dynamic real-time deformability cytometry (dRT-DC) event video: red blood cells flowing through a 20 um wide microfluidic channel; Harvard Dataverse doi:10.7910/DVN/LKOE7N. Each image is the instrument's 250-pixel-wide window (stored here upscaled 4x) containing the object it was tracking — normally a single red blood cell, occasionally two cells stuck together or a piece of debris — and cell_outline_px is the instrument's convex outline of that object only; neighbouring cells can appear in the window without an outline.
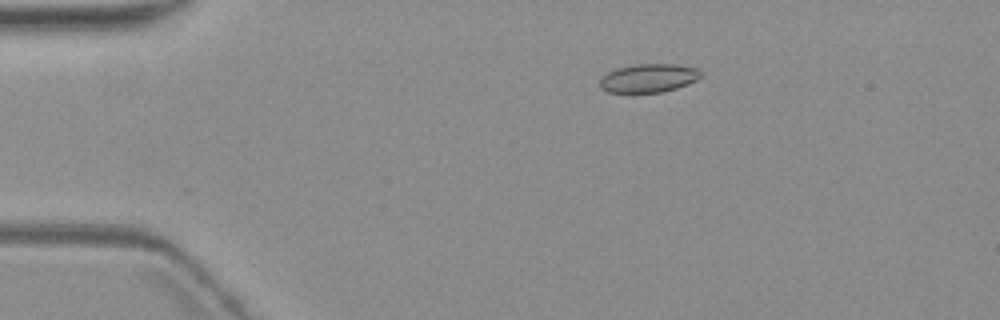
{"species": "common noctule bat (a hibernating species)", "species_latin": "Nyctalus noctula", "temperature_condition": "warm", "stored_images_in_passage": 6, "camera_frame_rate_fps": 3000, "um_per_image_px": 0.085, "animal": {"sex": "female", "body_mass_g": 19.3, "forearm_length_mm": 54.1}, "frame": {"image": 1, "passage_image": 4, "time_ms": 3.667, "image_size_px": [1000, 320], "cell_outline_px": [[704, 76], [688, 84], [676, 88], [660, 92], [632, 96], [608, 92], [600, 88], [600, 80], [608, 72], [616, 68], [632, 64], [676, 64], [700, 68]], "centroid_in_image_um": [55.12, 6.68], "position_along_channel_um": 29.9, "area_um2": 17.69}}
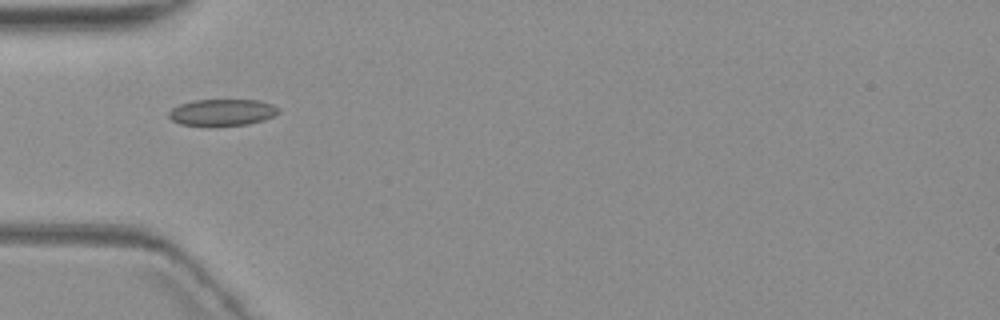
{"frame": {"image": 2, "passage_image": 6, "time_ms": 6.333, "image_size_px": [1000, 320], "cell_outline_px": [[280, 112], [276, 116], [264, 120], [248, 124], [180, 124], [172, 120], [168, 116], [168, 112], [172, 108], [180, 104], [192, 100], [260, 100], [272, 104], [280, 108]], "centroid_in_image_um": [18.94, 9.52], "position_along_channel_um": 66.1, "area_um2": 16.76}}